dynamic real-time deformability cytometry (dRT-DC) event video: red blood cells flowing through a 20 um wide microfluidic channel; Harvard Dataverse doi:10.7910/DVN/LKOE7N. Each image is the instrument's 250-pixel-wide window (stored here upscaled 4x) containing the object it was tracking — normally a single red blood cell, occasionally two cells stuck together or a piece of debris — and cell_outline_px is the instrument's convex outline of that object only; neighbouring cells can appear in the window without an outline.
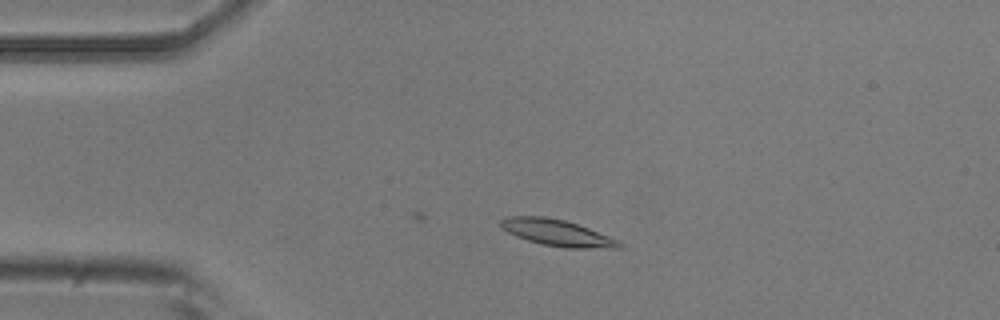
{"species": "common noctule bat (a hibernating species)", "species_latin": "Nyctalus noctula", "temperature_condition": "room temperature", "stored_images_in_passage": 25, "camera_frame_rate_fps": 3000, "um_per_image_px": 0.085, "animal": {"sex": "male", "body_mass_g": 20.5, "forearm_length_mm": 52.5}, "frame": {"image": 1, "passage_image": 4, "time_ms": 1.0, "image_size_px": [1000, 320], "cell_outline_px": [[624, 244], [620, 248], [564, 248], [544, 244], [528, 240], [516, 236], [500, 228], [500, 220], [504, 216], [544, 216], [564, 220], [588, 228], [620, 240]], "centroid_in_image_um": [47.35, 19.78], "position_along_channel_um": 37.6, "area_um2": 18.26}}
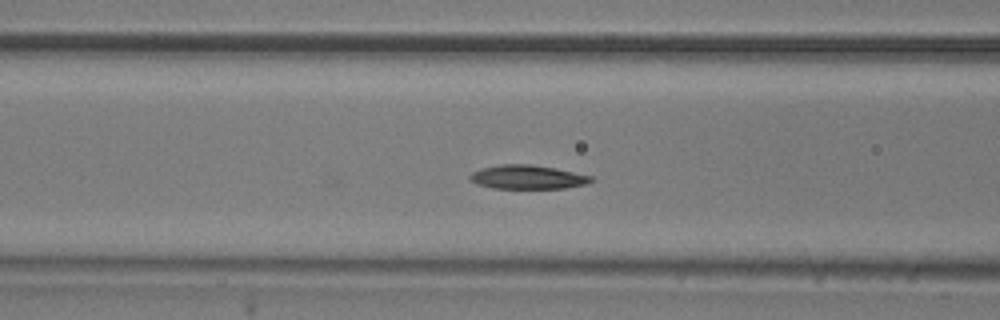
{"frame": {"image": 2, "passage_image": 13, "time_ms": 4.0, "image_size_px": [1000, 320], "cell_outline_px": [[596, 180], [588, 184], [564, 188], [492, 188], [476, 184], [468, 180], [468, 176], [472, 172], [480, 168], [500, 164], [532, 164], [556, 168], [592, 176]], "centroid_in_image_um": [44.83, 15.05], "position_along_channel_um": 121.8, "area_um2": 17.17}}
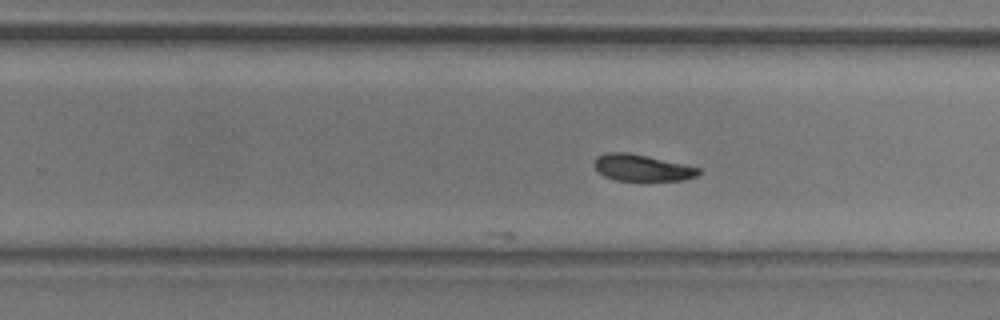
{"frame": {"image": 3, "passage_image": 25, "time_ms": 8.0, "image_size_px": [1000, 320], "cell_outline_px": [[700, 172], [696, 176], [684, 180], [616, 180], [604, 176], [592, 164], [596, 156], [604, 152], [628, 152], [700, 168]], "centroid_in_image_um": [54.51, 14.25], "position_along_channel_um": 275.3, "area_um2": 15.95}}